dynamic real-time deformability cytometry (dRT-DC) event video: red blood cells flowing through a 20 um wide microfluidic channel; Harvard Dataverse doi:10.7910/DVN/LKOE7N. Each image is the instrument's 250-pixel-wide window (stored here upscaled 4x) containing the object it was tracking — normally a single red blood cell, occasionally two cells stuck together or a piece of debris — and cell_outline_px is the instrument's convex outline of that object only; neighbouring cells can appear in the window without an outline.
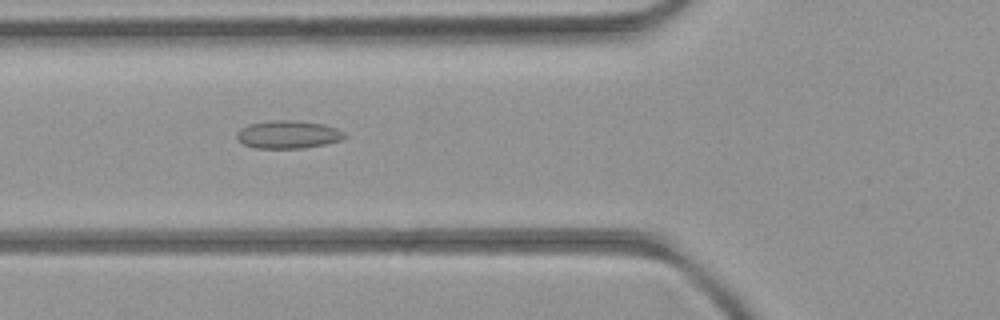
{"species": "common noctule bat (a hibernating species)", "species_latin": "Nyctalus noctula", "temperature_condition": "room temperature", "stored_images_in_passage": 8, "camera_frame_rate_fps": 3000, "um_per_image_px": 0.085, "animal": {"sex": "female", "body_mass_g": 21.9}, "frame": {"image": 1, "passage_image": 6, "time_ms": 5.667, "image_size_px": [1000, 320], "cell_outline_px": [[348, 136], [340, 140], [324, 144], [304, 148], [256, 148], [244, 144], [236, 136], [236, 132], [240, 128], [248, 124], [272, 120], [296, 120], [324, 124], [336, 128], [344, 132]], "centroid_in_image_um": [24.49, 11.42], "position_along_channel_um": 101.3, "area_um2": 17.57}}
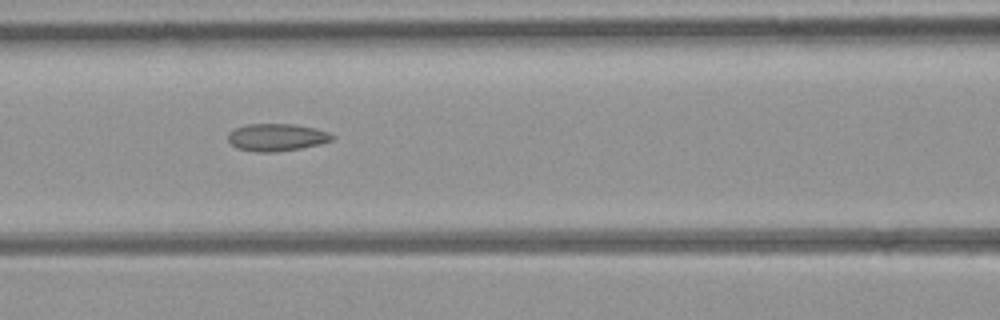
{"frame": {"image": 2, "passage_image": 7, "time_ms": 6.667, "image_size_px": [1000, 320], "cell_outline_px": [[336, 140], [320, 144], [300, 148], [276, 152], [256, 152], [236, 148], [228, 140], [228, 132], [244, 124], [296, 124], [316, 128], [328, 132], [336, 136]], "centroid_in_image_um": [23.55, 11.67], "position_along_channel_um": 143.0, "area_um2": 16.88}}
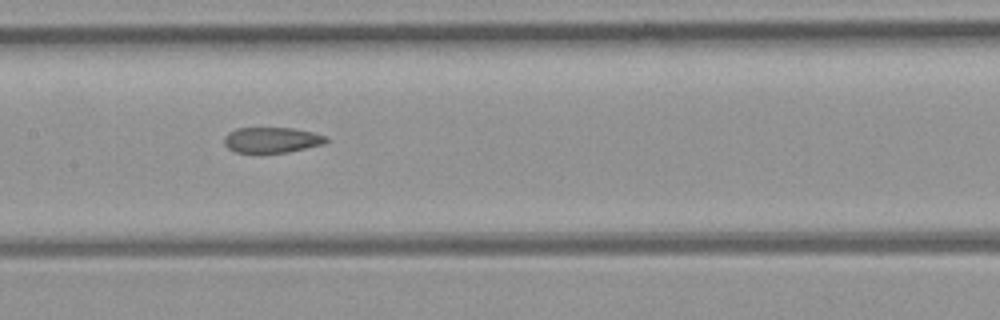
{"frame": {"image": 3, "passage_image": 8, "time_ms": 7.667, "image_size_px": [1000, 320], "cell_outline_px": [[328, 140], [324, 144], [288, 152], [260, 156], [236, 152], [228, 148], [224, 144], [224, 136], [228, 132], [236, 128], [292, 128], [312, 132], [328, 136]], "centroid_in_image_um": [23.06, 11.94], "position_along_channel_um": 184.3, "area_um2": 15.9}}